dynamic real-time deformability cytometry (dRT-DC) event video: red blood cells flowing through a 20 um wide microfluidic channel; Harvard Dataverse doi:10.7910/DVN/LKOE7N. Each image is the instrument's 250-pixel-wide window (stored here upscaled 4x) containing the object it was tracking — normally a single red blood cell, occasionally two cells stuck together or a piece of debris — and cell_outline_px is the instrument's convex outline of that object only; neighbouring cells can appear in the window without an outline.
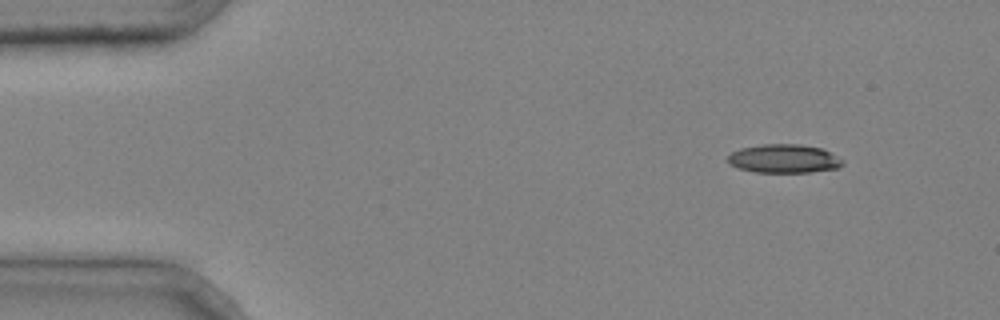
{"species": "common noctule bat (a hibernating species)", "species_latin": "Nyctalus noctula", "temperature_condition": "cold", "stored_images_in_passage": 5, "camera_frame_rate_fps": 3000, "um_per_image_px": 0.085, "animal": {"sex": "male", "body_mass_g": 20.4}, "frame": {"image": 1, "passage_image": 2, "time_ms": 0.333, "image_size_px": [1000, 320], "cell_outline_px": [[844, 164], [836, 168], [808, 172], [752, 172], [736, 168], [728, 164], [728, 156], [732, 152], [740, 148], [760, 144], [800, 144], [820, 148], [844, 160]], "centroid_in_image_um": [66.58, 13.49], "position_along_channel_um": 18.4, "area_um2": 19.19}}
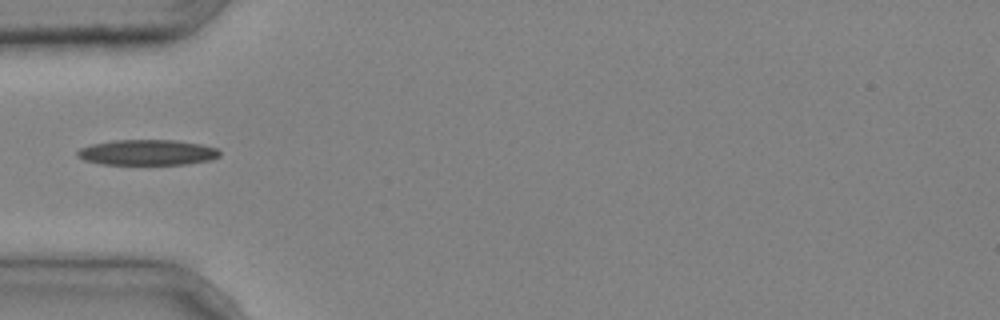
{"frame": {"image": 2, "passage_image": 4, "time_ms": 1.0, "image_size_px": [1000, 320], "cell_outline_px": [[220, 156], [212, 160], [188, 164], [100, 164], [84, 160], [76, 156], [76, 152], [80, 148], [92, 144], [112, 140], [176, 140], [200, 144], [216, 148], [220, 152]], "centroid_in_image_um": [12.51, 12.96], "position_along_channel_um": 72.5, "area_um2": 21.27}}